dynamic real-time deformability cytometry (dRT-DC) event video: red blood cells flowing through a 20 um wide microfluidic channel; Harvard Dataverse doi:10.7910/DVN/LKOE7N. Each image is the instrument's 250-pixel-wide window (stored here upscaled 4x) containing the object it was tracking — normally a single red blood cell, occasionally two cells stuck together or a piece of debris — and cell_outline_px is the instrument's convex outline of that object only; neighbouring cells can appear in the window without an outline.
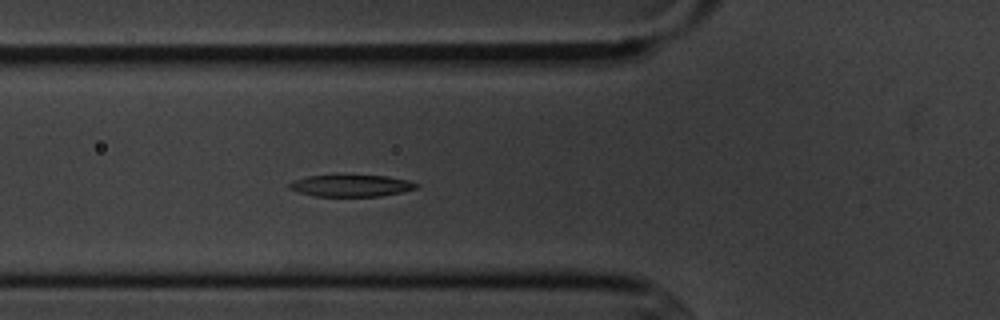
{"species": "common noctule bat (a hibernating species)", "species_latin": "Nyctalus noctula", "temperature_condition": "cold", "stored_images_in_passage": 5, "camera_frame_rate_fps": 3000, "um_per_image_px": 0.085, "animal": {"sex": "male", "body_mass_g": 20.1, "forearm_length_mm": 53.5}, "frame": {"image": 1, "passage_image": 5, "time_ms": 4.667, "image_size_px": [1000, 320], "cell_outline_px": [[420, 188], [380, 196], [316, 196], [296, 192], [288, 188], [288, 184], [296, 180], [308, 176], [388, 176], [408, 180], [420, 184]], "centroid_in_image_um": [29.88, 15.79], "position_along_channel_um": 95.9, "area_um2": 15.95}}